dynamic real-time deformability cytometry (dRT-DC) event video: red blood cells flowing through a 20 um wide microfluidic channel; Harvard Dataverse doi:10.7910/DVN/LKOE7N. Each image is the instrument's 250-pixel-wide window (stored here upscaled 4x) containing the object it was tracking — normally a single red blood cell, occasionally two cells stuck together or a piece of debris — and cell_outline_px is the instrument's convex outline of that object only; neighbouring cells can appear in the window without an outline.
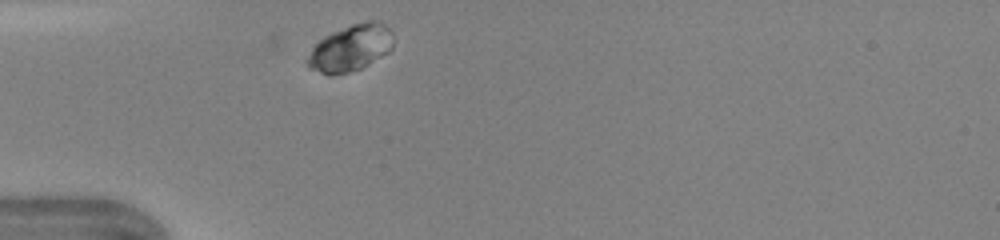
{"species": "human", "species_latin": "Homo sapiens", "temperature_condition": "warm", "stored_images_in_passage": 34, "camera_frame_rate_fps": 3000, "um_per_image_px": 0.085, "donor": {"sex": "female"}, "frame": {"image": 1, "passage_image": 1, "time_ms": 0.0, "image_size_px": [1000, 240], "cell_outline_px": [[392, 48], [388, 52], [360, 68], [348, 72], [332, 76], [308, 68], [308, 56], [312, 48], [324, 36], [332, 32], [352, 24], [372, 20], [380, 20], [392, 32]], "centroid_in_image_um": [29.8, 4.07], "position_along_channel_um": 55.2, "area_um2": 22.95}}
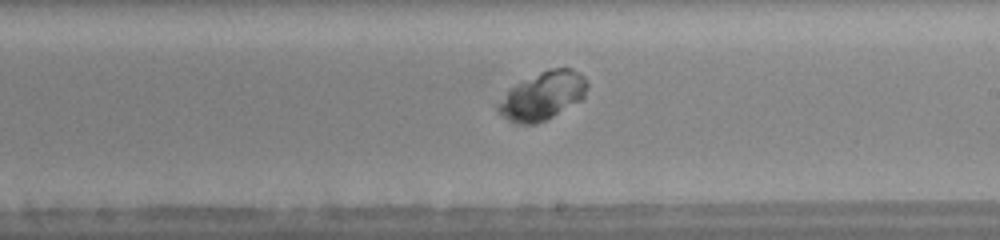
{"frame": {"image": 2, "passage_image": 15, "time_ms": 4.667, "image_size_px": [1000, 240], "cell_outline_px": [[588, 88], [584, 96], [580, 100], [552, 116], [536, 124], [520, 124], [508, 120], [496, 108], [496, 104], [520, 80], [548, 68], [568, 68], [584, 76], [588, 80]], "centroid_in_image_um": [46.13, 8.12], "position_along_channel_um": 242.9, "area_um2": 24.68}, "authors_computed_cell_mechanics": {"area_um2": 24.4783, "velocity_mm_per_s": 4.1873, "shape_relaxation_time_tau1_ms": 4.0216, "shape_relaxation_time_tau2_ms": null, "deformation_change_tau1": 0.0329, "deformation_change_tau2": null}}